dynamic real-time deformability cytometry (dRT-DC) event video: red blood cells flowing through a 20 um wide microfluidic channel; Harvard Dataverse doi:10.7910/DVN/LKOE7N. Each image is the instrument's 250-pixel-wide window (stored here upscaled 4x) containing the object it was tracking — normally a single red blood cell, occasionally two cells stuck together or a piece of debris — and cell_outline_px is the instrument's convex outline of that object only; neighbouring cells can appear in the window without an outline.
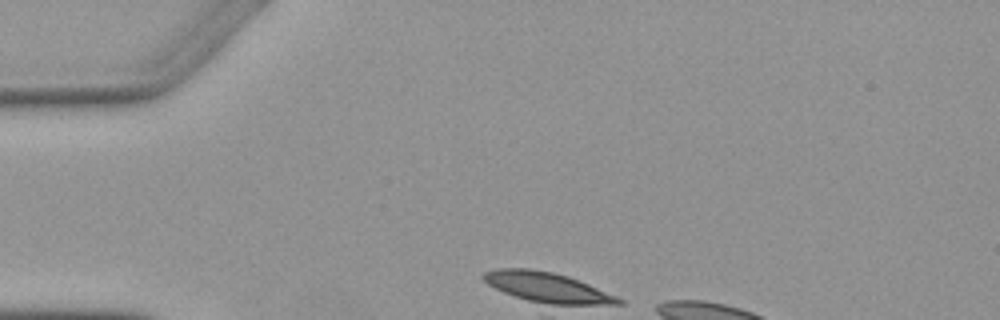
{"species": "Egyptian fruit bat (a non-hibernating species)", "species_latin": "Rousettus aegyptiacus", "temperature_condition": "warm", "stored_images_in_passage": 3, "camera_frame_rate_fps": 3000, "um_per_image_px": 0.085, "animal": {"sex": "female"}, "frame": {"image": 1, "passage_image": 1, "time_ms": 0.0, "image_size_px": [1000, 320], "cell_outline_px": [[624, 304], [552, 304], [528, 300], [504, 292], [488, 284], [480, 276], [484, 272], [496, 268], [532, 268], [552, 272], [568, 276], [588, 284], [616, 296], [624, 300]], "centroid_in_image_um": [46.49, 24.4], "position_along_channel_um": 38.5, "area_um2": 23.24}}